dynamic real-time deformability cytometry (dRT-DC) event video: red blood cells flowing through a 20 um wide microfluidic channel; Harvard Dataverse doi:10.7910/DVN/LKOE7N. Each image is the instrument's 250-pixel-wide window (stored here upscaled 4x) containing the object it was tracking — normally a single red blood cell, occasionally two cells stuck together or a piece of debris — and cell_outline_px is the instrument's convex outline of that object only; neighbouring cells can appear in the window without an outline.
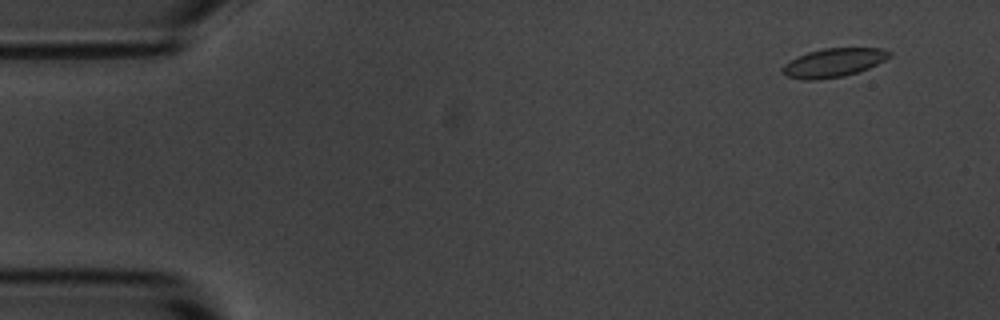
{"species": "common noctule bat (a hibernating species)", "species_latin": "Nyctalus noctula", "temperature_condition": "room temperature", "stored_images_in_passage": 6, "camera_frame_rate_fps": 3000, "um_per_image_px": 0.085, "animal": {"sex": "male", "body_mass_g": 20.1, "forearm_length_mm": 53.5}, "frame": {"image": 1, "passage_image": 2, "time_ms": 1.0, "image_size_px": [1000, 320], "cell_outline_px": [[892, 56], [868, 68], [844, 76], [816, 80], [804, 80], [784, 76], [780, 72], [780, 68], [784, 64], [796, 56], [808, 52], [824, 48], [880, 48], [892, 52]], "centroid_in_image_um": [70.79, 5.33], "position_along_channel_um": 14.2, "area_um2": 18.03}}
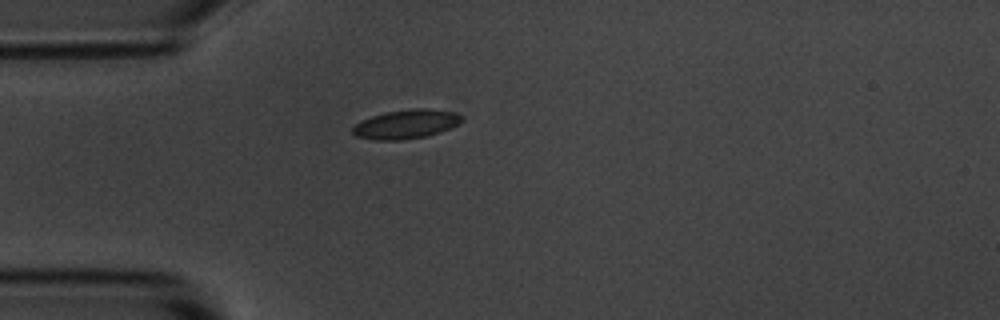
{"frame": {"image": 2, "passage_image": 5, "time_ms": 4.667, "image_size_px": [1000, 320], "cell_outline_px": [[464, 120], [440, 132], [428, 136], [400, 140], [372, 140], [356, 136], [352, 132], [352, 128], [360, 120], [384, 112], [416, 108], [432, 108], [452, 112], [460, 116]], "centroid_in_image_um": [34.47, 10.55], "position_along_channel_um": 50.5, "area_um2": 18.44}}